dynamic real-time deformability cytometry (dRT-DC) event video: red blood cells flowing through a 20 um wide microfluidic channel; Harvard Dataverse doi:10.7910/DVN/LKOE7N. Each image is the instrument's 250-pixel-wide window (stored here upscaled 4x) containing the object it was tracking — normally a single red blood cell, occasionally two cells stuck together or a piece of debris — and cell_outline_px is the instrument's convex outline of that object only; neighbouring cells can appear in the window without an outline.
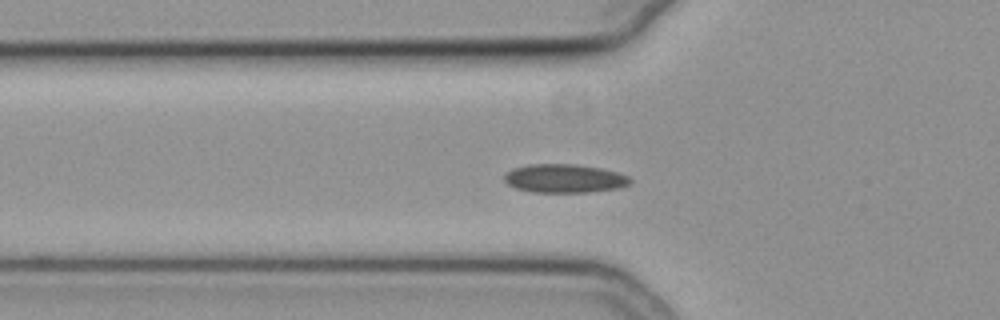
{"species": "common noctule bat (a hibernating species)", "species_latin": "Nyctalus noctula", "temperature_condition": "cold", "stored_images_in_passage": 41, "camera_frame_rate_fps": 3000, "um_per_image_px": 0.085, "animal": {"sex": "female", "body_mass_g": 19.3, "forearm_length_mm": 54.1}, "frame": {"image": 1, "passage_image": 4, "time_ms": 1.0, "image_size_px": [1000, 320], "cell_outline_px": [[632, 184], [620, 188], [588, 192], [532, 192], [516, 188], [508, 184], [504, 180], [504, 176], [512, 168], [528, 164], [576, 164], [600, 168], [616, 172], [628, 176], [632, 180]], "centroid_in_image_um": [48.0, 15.17], "position_along_channel_um": 77.8, "area_um2": 21.04}}
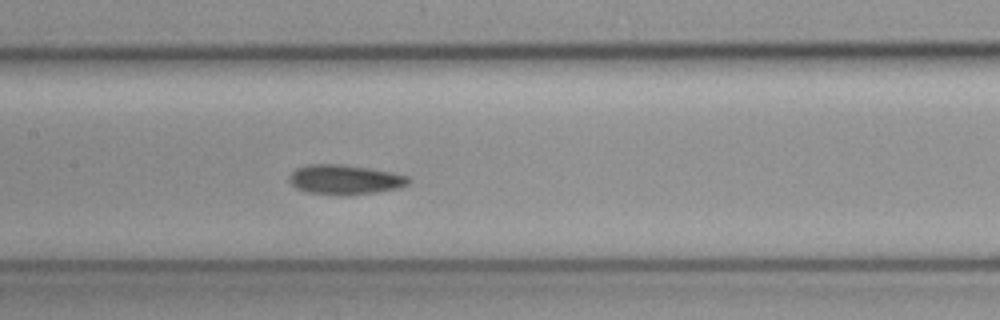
{"frame": {"image": 2, "passage_image": 12, "time_ms": 3.667, "image_size_px": [1000, 320], "cell_outline_px": [[412, 180], [408, 184], [400, 188], [376, 192], [348, 196], [340, 196], [304, 192], [296, 188], [288, 180], [288, 176], [296, 168], [308, 164], [340, 164], [368, 168], [392, 172], [408, 176]], "centroid_in_image_um": [29.3, 15.28], "position_along_channel_um": 178.1, "area_um2": 21.04}}
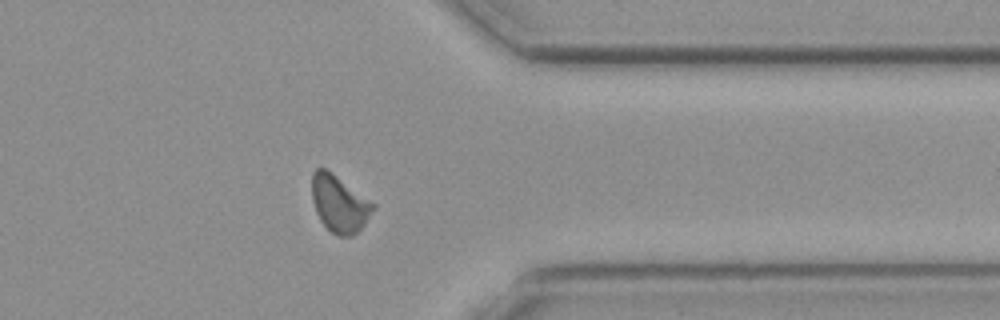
{"frame": {"image": 3, "passage_image": 29, "time_ms": 9.333, "image_size_px": [1000, 320], "cell_outline_px": [[376, 208], [364, 224], [352, 236], [340, 236], [332, 232], [320, 220], [316, 212], [312, 200], [312, 172], [316, 168], [324, 168], [332, 172], [376, 204]], "centroid_in_image_um": [28.85, 17.3], "position_along_channel_um": 382.6, "area_um2": 20.23}, "authors_computed_cell_mechanics": {"area_um2": 20.1144, "velocity_mm_per_s": 3.7562, "shape_relaxation_time_tau1_ms": null, "shape_relaxation_time_tau2_ms": 6.7379, "deformation_change_tau1": null, "deformation_change_tau2": 0.0968}}